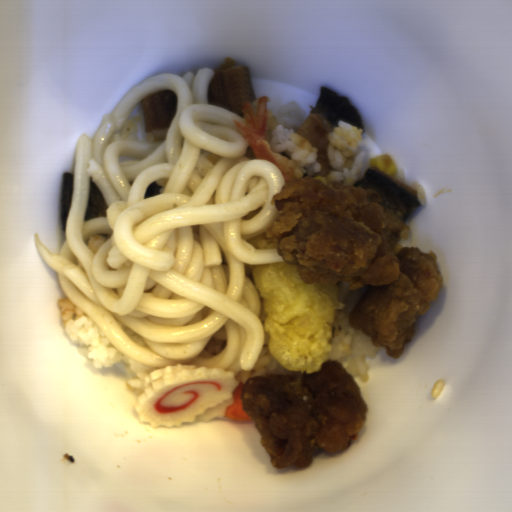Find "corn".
Returning a JSON list of instances; mask_svg holds the SVG:
<instances>
[{
  "label": "corn",
  "instance_id": "51d56268",
  "mask_svg": "<svg viewBox=\"0 0 512 512\" xmlns=\"http://www.w3.org/2000/svg\"><path fill=\"white\" fill-rule=\"evenodd\" d=\"M369 165L370 167L380 168L392 177H395L398 173V167L388 152L372 156Z\"/></svg>",
  "mask_w": 512,
  "mask_h": 512
}]
</instances>
